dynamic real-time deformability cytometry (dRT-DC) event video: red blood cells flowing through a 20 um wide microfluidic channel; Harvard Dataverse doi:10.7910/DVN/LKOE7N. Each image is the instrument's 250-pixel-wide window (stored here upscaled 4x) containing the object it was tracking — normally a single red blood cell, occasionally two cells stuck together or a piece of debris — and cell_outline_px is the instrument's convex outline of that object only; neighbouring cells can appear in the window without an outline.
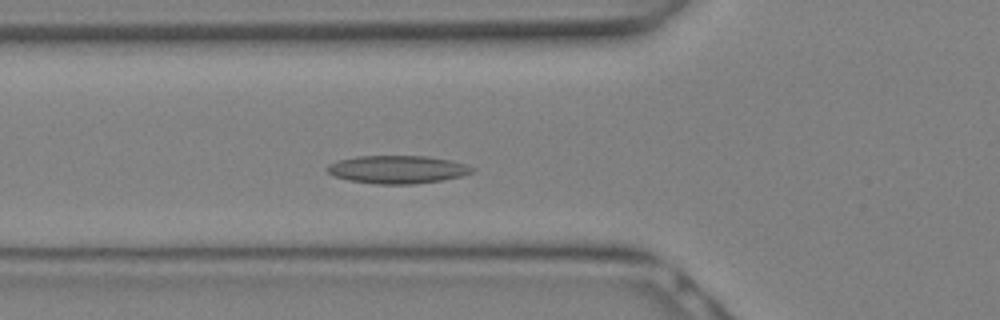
{"species": "Egyptian fruit bat (a non-hibernating species)", "species_latin": "Rousettus aegyptiacus", "temperature_condition": "warm", "stored_images_in_passage": 9, "camera_frame_rate_fps": 3000, "um_per_image_px": 0.085, "animal": {"sex": "female"}, "frame": {"image": 1, "passage_image": 7, "time_ms": 2.0, "image_size_px": [1000, 320], "cell_outline_px": [[476, 168], [472, 172], [460, 176], [440, 180], [416, 184], [376, 184], [348, 180], [332, 176], [324, 168], [328, 164], [336, 160], [356, 156], [428, 156], [448, 160], [464, 164]], "centroid_in_image_um": [33.7, 14.4], "position_along_channel_um": 92.1, "area_um2": 23.7}}
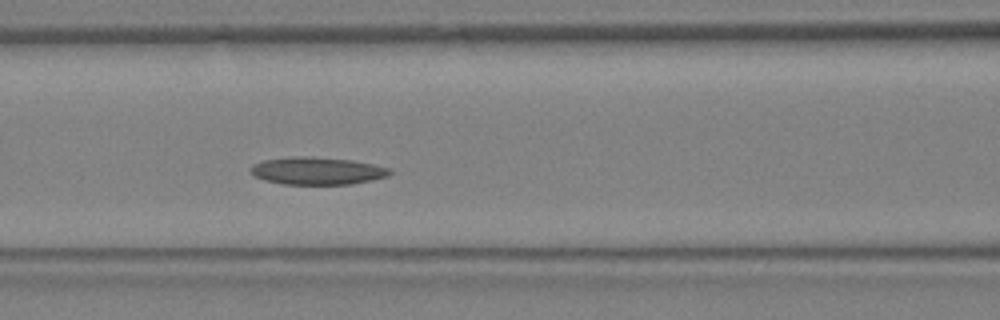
{"frame": {"image": 2, "passage_image": 9, "time_ms": 2.667, "image_size_px": [1000, 320], "cell_outline_px": [[392, 172], [388, 176], [372, 180], [352, 184], [284, 184], [264, 180], [248, 172], [248, 168], [252, 164], [264, 160], [292, 156], [312, 156], [352, 160], [392, 168]], "centroid_in_image_um": [26.94, 14.51], "position_along_channel_um": 139.7, "area_um2": 22.54}}